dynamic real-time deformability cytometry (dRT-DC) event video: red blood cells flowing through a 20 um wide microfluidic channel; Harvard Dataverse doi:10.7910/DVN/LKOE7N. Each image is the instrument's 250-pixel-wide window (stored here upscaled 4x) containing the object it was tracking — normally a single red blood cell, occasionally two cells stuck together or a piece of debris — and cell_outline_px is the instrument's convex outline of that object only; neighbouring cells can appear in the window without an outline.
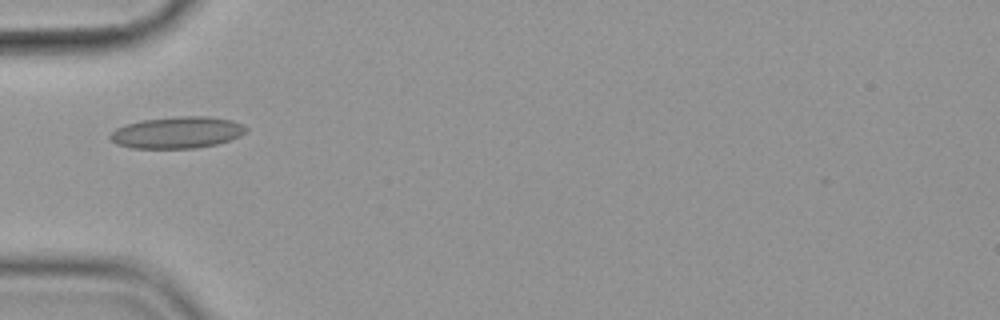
{"species": "common noctule bat (a hibernating species)", "species_latin": "Nyctalus noctula", "temperature_condition": "cold", "stored_images_in_passage": 21, "camera_frame_rate_fps": 3000, "um_per_image_px": 0.085, "animal": {"sex": "female", "body_mass_g": 19.9}, "frame": {"image": 1, "passage_image": 1, "time_ms": 0.0, "image_size_px": [1000, 320], "cell_outline_px": [[248, 132], [240, 136], [216, 144], [196, 148], [132, 148], [116, 144], [108, 136], [116, 128], [140, 120], [176, 116], [208, 116], [232, 120], [244, 124], [248, 128]], "centroid_in_image_um": [15.09, 11.25], "position_along_channel_um": 69.9, "area_um2": 25.2}}
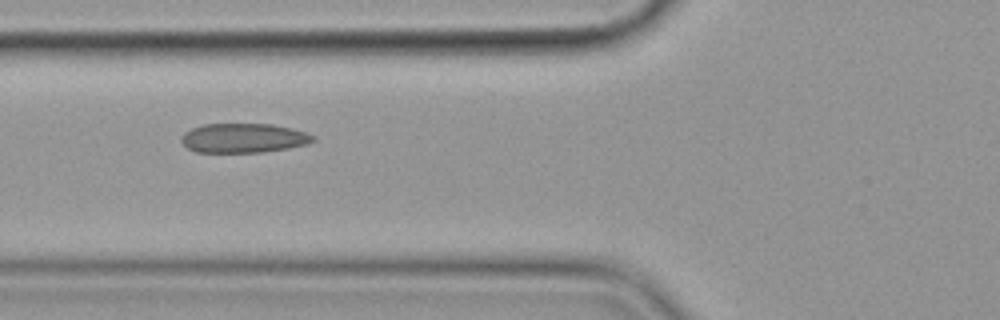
{"frame": {"image": 2, "passage_image": 4, "time_ms": 1.0, "image_size_px": [1000, 320], "cell_outline_px": [[316, 140], [308, 144], [288, 148], [264, 152], [196, 152], [188, 148], [180, 140], [180, 136], [184, 132], [192, 128], [204, 124], [272, 124], [292, 128], [308, 132], [316, 136]], "centroid_in_image_um": [20.74, 11.73], "position_along_channel_um": 105.1, "area_um2": 22.77}}